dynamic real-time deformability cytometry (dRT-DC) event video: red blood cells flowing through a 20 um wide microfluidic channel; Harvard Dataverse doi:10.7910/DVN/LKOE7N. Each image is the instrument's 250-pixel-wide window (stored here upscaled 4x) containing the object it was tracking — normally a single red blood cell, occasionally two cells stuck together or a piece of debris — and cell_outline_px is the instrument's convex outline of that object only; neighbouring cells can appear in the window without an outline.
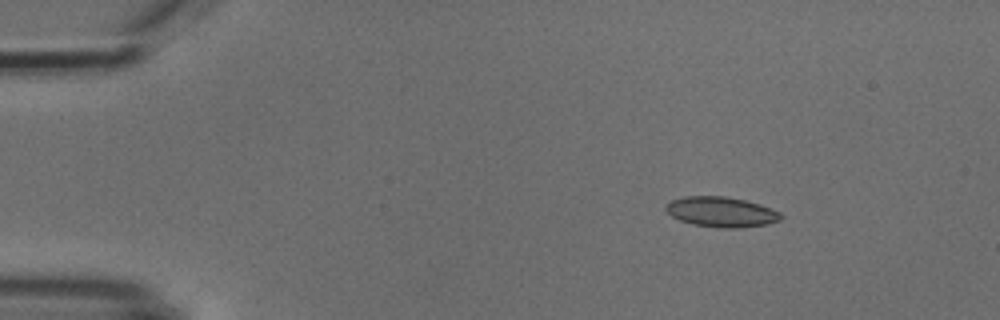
{"species": "common noctule bat (a hibernating species)", "species_latin": "Nyctalus noctula", "temperature_condition": "cold", "stored_images_in_passage": 4, "camera_frame_rate_fps": 3000, "um_per_image_px": 0.085, "animal": {"sex": "male", "body_mass_g": 18.8}, "frame": {"image": 1, "passage_image": 2, "time_ms": 1.0, "image_size_px": [1000, 320], "cell_outline_px": [[784, 216], [780, 220], [768, 224], [740, 228], [720, 228], [692, 224], [680, 220], [672, 216], [664, 208], [664, 204], [672, 200], [684, 196], [724, 196], [744, 200], [760, 204], [780, 212]], "centroid_in_image_um": [61.31, 18.01], "position_along_channel_um": 23.7, "area_um2": 20.35}}